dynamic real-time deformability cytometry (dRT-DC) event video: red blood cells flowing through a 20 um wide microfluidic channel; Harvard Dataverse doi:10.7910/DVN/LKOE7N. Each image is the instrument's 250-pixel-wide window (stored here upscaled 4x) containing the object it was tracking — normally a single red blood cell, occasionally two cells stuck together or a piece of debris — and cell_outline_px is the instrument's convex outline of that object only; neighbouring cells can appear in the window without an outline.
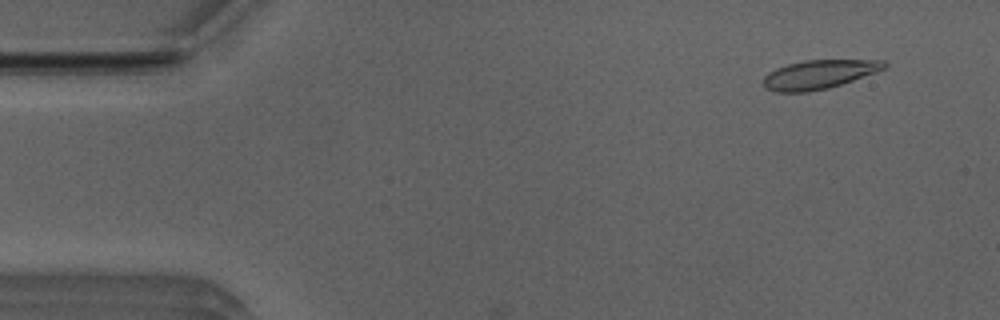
{"species": "Egyptian fruit bat (a non-hibernating species)", "species_latin": "Rousettus aegyptiacus", "temperature_condition": "room temperature", "stored_images_in_passage": 9, "camera_frame_rate_fps": 3000, "um_per_image_px": 0.085, "animal": {"sex": "male"}, "frame": {"image": 1, "passage_image": 4, "time_ms": 1.0, "image_size_px": [1000, 320], "cell_outline_px": [[888, 68], [828, 88], [808, 92], [776, 92], [764, 88], [764, 76], [768, 72], [776, 68], [788, 64], [804, 60], [884, 60], [888, 64]], "centroid_in_image_um": [69.61, 6.32], "position_along_channel_um": 15.4, "area_um2": 20.35}}